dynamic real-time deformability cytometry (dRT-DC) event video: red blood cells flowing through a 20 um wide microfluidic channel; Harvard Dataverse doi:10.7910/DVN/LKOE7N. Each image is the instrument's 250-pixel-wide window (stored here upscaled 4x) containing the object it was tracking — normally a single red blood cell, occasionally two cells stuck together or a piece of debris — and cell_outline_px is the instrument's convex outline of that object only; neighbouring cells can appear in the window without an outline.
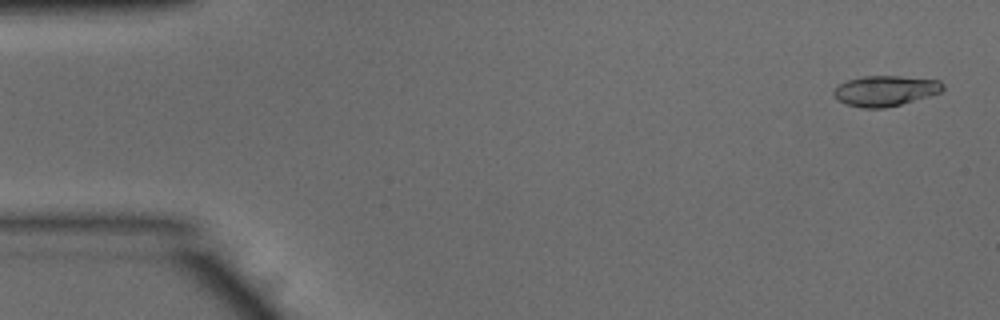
{"species": "common noctule bat (a hibernating species)", "species_latin": "Nyctalus noctula", "temperature_condition": "warm", "stored_images_in_passage": 51, "camera_frame_rate_fps": 3000, "um_per_image_px": 0.085, "animal": {"sex": "male", "body_mass_g": 15.6}, "frame": {"image": 1, "passage_image": 2, "time_ms": 0.333, "image_size_px": [1000, 320], "cell_outline_px": [[944, 88], [940, 92], [928, 96], [900, 104], [884, 108], [860, 108], [836, 100], [832, 92], [840, 84], [848, 80], [864, 76], [900, 76], [940, 80], [944, 84]], "centroid_in_image_um": [75.24, 7.71], "position_along_channel_um": 9.8, "area_um2": 19.25}}
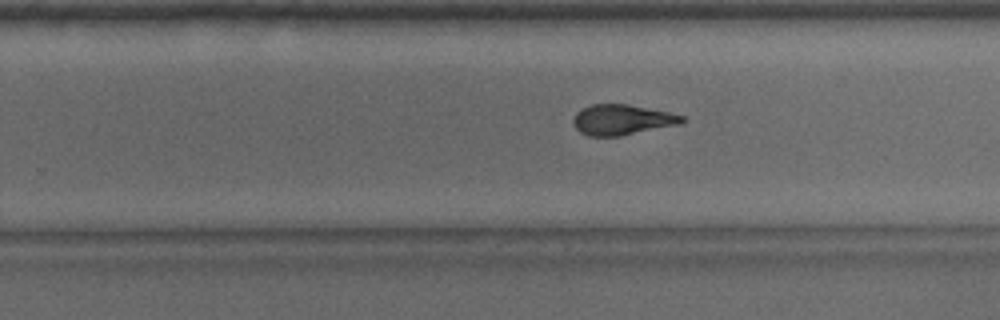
{"frame": {"image": 2, "passage_image": 32, "time_ms": 10.333, "image_size_px": [1000, 320], "cell_outline_px": [[684, 124], [620, 136], [588, 136], [580, 132], [572, 124], [572, 120], [576, 112], [580, 108], [592, 104], [628, 104], [668, 112], [684, 116]], "centroid_in_image_um": [52.86, 10.18], "position_along_channel_um": 276.9, "area_um2": 19.54}}
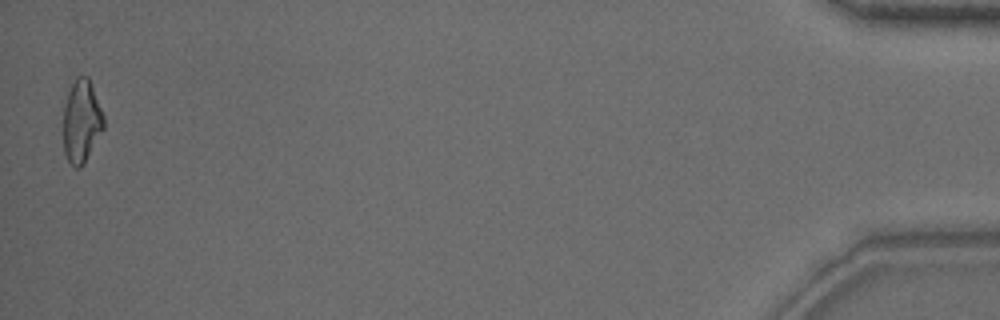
{"frame": {"image": 3, "passage_image": 51, "time_ms": 16.667, "image_size_px": [1000, 320], "cell_outline_px": [[104, 128], [84, 164], [80, 168], [76, 168], [68, 160], [64, 152], [64, 108], [68, 92], [76, 76], [88, 76], [104, 116]], "centroid_in_image_um": [6.94, 10.32], "position_along_channel_um": 428.3, "area_um2": 19.31}, "authors_computed_cell_mechanics": {"area_um2": 19.4786, "velocity_mm_per_s": 3.8932, "shape_relaxation_time_tau1_ms": 8.7416, "shape_relaxation_time_tau2_ms": 1.9288, "deformation_change_tau1": 0.2277, "deformation_change_tau2": 0.088}}